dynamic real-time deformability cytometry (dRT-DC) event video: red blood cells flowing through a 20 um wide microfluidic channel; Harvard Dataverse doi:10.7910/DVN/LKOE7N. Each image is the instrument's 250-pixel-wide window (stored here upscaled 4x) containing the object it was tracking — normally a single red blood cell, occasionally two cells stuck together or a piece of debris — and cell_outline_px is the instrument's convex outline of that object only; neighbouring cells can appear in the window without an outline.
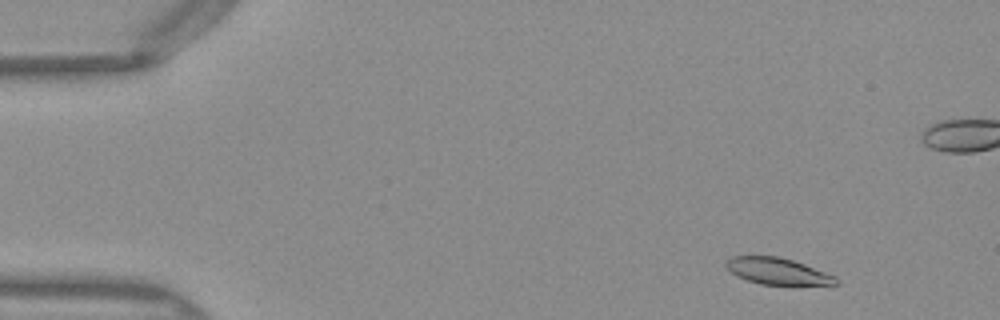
{"species": "Egyptian fruit bat (a non-hibernating species)", "species_latin": "Rousettus aegyptiacus", "temperature_condition": "warm", "stored_images_in_passage": 50, "camera_frame_rate_fps": 3000, "um_per_image_px": 0.085, "frame": {"image": 1, "passage_image": 4, "time_ms": 1.0, "image_size_px": [1000, 320], "cell_outline_px": [[840, 284], [760, 284], [748, 280], [732, 272], [724, 264], [724, 260], [732, 256], [780, 256], [804, 264], [836, 276], [840, 280]], "centroid_in_image_um": [66.1, 23.03], "position_along_channel_um": 18.9, "area_um2": 16.76}}
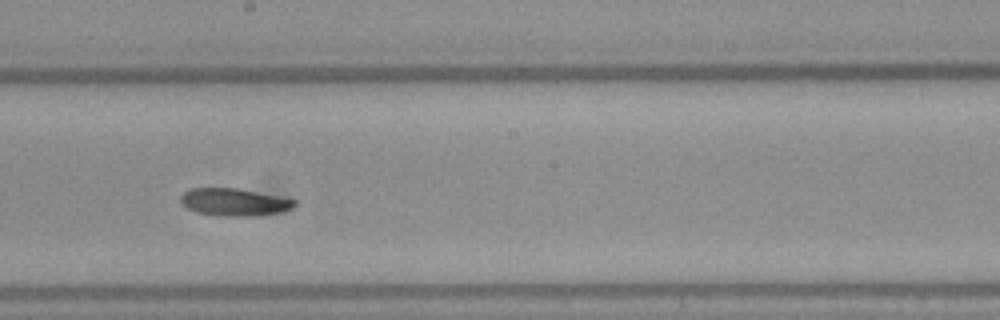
{"frame": {"image": 2, "passage_image": 27, "time_ms": 8.667, "image_size_px": [1000, 320], "cell_outline_px": [[296, 204], [292, 208], [280, 212], [252, 216], [216, 216], [196, 212], [188, 208], [180, 200], [180, 196], [184, 192], [192, 188], [236, 188], [296, 200]], "centroid_in_image_um": [19.88, 17.18], "position_along_channel_um": 228.3, "area_um2": 18.03}}
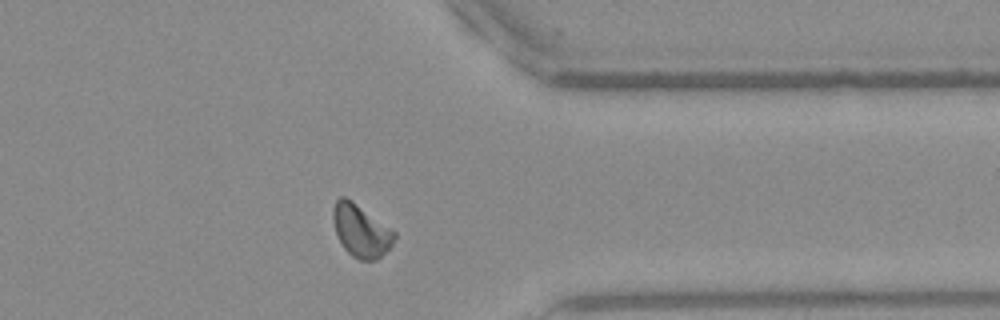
{"frame": {"image": 3, "passage_image": 39, "time_ms": 12.667, "image_size_px": [1000, 320], "cell_outline_px": [[396, 236], [392, 244], [376, 260], [360, 260], [352, 256], [344, 248], [336, 232], [332, 220], [332, 212], [336, 200], [340, 196], [344, 196], [352, 200], [396, 232]], "centroid_in_image_um": [30.66, 19.59], "position_along_channel_um": 380.7, "area_um2": 18.55}}